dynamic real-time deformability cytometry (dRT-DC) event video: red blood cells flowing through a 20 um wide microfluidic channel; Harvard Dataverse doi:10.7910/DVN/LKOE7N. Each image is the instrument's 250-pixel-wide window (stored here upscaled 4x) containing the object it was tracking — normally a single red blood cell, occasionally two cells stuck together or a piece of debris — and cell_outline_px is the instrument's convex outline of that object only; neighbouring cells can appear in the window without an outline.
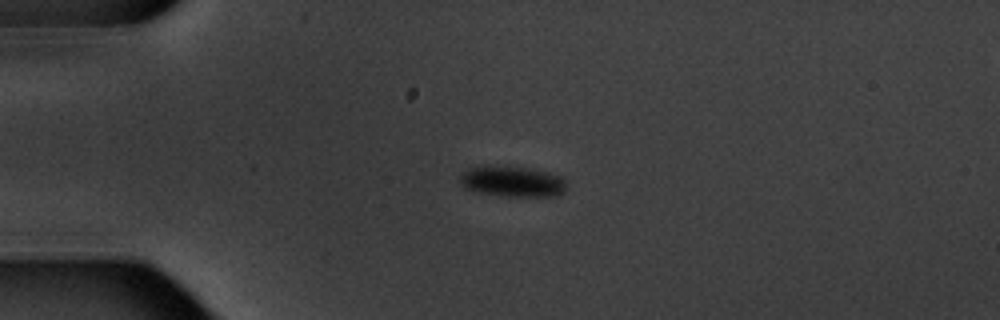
{"species": "common noctule bat (a hibernating species)", "species_latin": "Nyctalus noctula", "temperature_condition": "warm", "stored_images_in_passage": 4, "camera_frame_rate_fps": 3000, "um_per_image_px": 0.085, "animal": {"sex": "male", "body_mass_g": 20.1, "forearm_length_mm": 53.5}, "frame": {"image": 1, "passage_image": 3, "time_ms": 3.333, "image_size_px": [1000, 320], "cell_outline_px": [[568, 188], [564, 192], [556, 196], [504, 196], [476, 192], [464, 188], [460, 184], [460, 176], [464, 172], [472, 168], [524, 168], [548, 172], [560, 176], [564, 180]], "centroid_in_image_um": [43.61, 15.48], "position_along_channel_um": 41.4, "area_um2": 18.44}}